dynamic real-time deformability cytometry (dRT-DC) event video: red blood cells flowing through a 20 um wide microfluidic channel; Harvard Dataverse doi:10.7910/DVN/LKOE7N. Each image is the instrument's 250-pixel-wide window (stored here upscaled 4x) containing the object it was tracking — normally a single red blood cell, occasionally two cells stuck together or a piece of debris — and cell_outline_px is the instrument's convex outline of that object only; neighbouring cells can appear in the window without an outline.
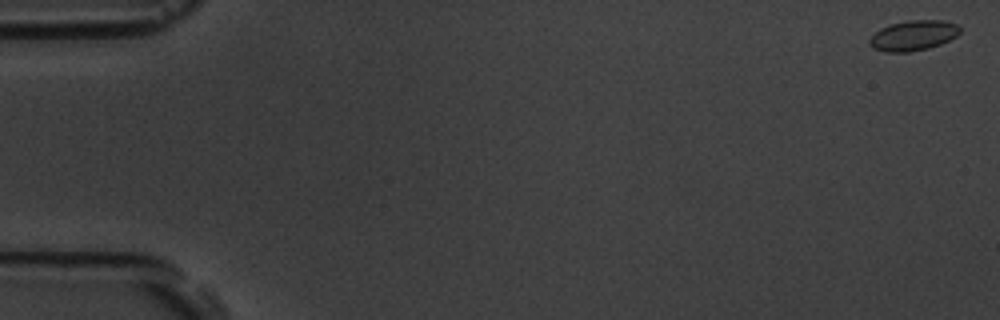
{"species": "common noctule bat (a hibernating species)", "species_latin": "Nyctalus noctula", "temperature_condition": "room temperature", "stored_images_in_passage": 13, "camera_frame_rate_fps": 3000, "um_per_image_px": 0.085, "animal": {"sex": "male", "body_mass_g": 19.5, "forearm_length_mm": 54.6}, "frame": {"image": 1, "passage_image": 1, "time_ms": 0.0, "image_size_px": [1000, 320], "cell_outline_px": [[960, 32], [956, 36], [940, 44], [928, 48], [908, 52], [884, 52], [872, 48], [868, 44], [868, 40], [880, 28], [892, 24], [908, 20], [944, 20], [956, 24], [960, 28]], "centroid_in_image_um": [77.61, 3.02], "position_along_channel_um": 7.4, "area_um2": 15.9}}